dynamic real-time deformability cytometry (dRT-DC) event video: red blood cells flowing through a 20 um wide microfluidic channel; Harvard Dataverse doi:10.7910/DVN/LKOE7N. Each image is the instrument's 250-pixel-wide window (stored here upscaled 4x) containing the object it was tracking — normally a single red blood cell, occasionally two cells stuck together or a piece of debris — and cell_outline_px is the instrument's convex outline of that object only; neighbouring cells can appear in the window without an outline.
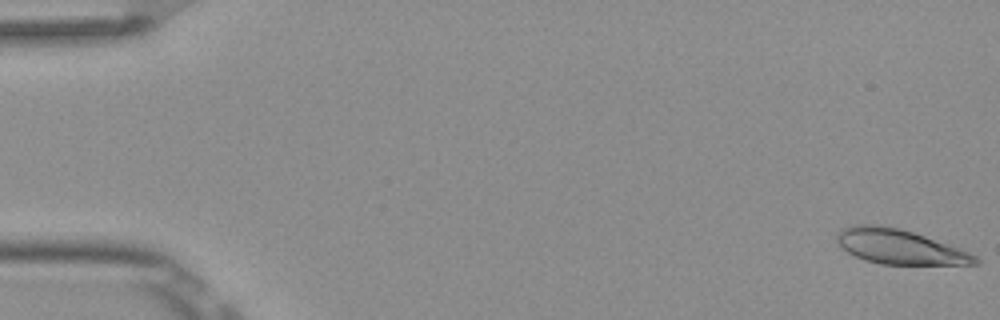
{"species": "Egyptian fruit bat (a non-hibernating species)", "species_latin": "Rousettus aegyptiacus", "temperature_condition": "room temperature", "stored_images_in_passage": 7, "camera_frame_rate_fps": 3000, "um_per_image_px": 0.085, "frame": {"image": 1, "passage_image": 1, "time_ms": 0.0, "image_size_px": [1000, 320], "cell_outline_px": [[980, 264], [880, 264], [864, 260], [848, 252], [836, 240], [836, 236], [840, 228], [852, 224], [880, 224], [900, 228], [960, 248], [976, 256], [980, 260]], "centroid_in_image_um": [76.43, 20.95], "position_along_channel_um": 8.6, "area_um2": 27.92}}
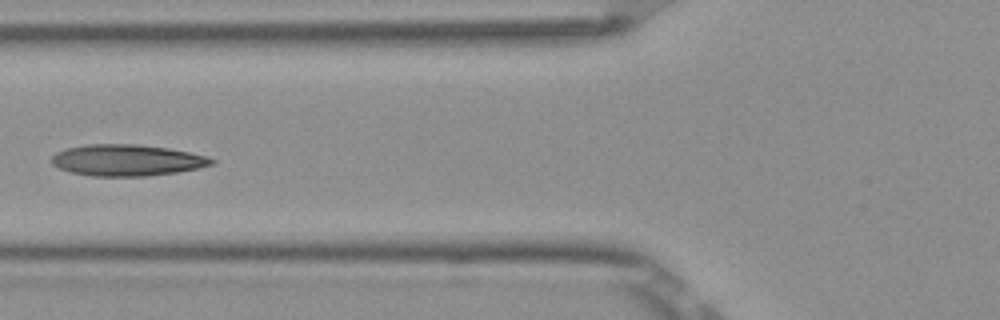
{"frame": {"image": 2, "passage_image": 6, "time_ms": 1.667, "image_size_px": [1000, 320], "cell_outline_px": [[216, 160], [212, 164], [196, 168], [176, 172], [144, 176], [92, 176], [72, 172], [60, 168], [52, 164], [52, 156], [56, 152], [68, 148], [88, 144], [136, 144], [168, 148], [208, 156]], "centroid_in_image_um": [10.79, 13.61], "position_along_channel_um": 115.0, "area_um2": 28.96}}
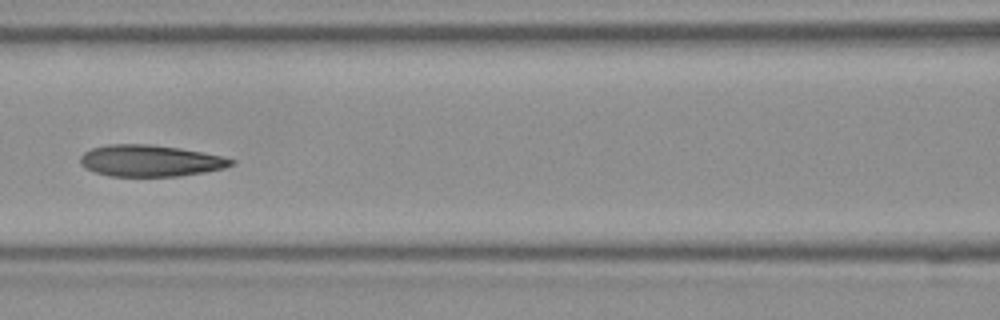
{"frame": {"image": 3, "passage_image": 7, "time_ms": 2.0, "image_size_px": [1000, 320], "cell_outline_px": [[236, 164], [224, 168], [204, 172], [180, 176], [112, 176], [96, 172], [84, 168], [80, 164], [80, 156], [84, 152], [92, 148], [108, 144], [152, 144], [180, 148], [224, 156], [236, 160]], "centroid_in_image_um": [12.8, 13.66], "position_along_channel_um": 153.8, "area_um2": 27.92}}